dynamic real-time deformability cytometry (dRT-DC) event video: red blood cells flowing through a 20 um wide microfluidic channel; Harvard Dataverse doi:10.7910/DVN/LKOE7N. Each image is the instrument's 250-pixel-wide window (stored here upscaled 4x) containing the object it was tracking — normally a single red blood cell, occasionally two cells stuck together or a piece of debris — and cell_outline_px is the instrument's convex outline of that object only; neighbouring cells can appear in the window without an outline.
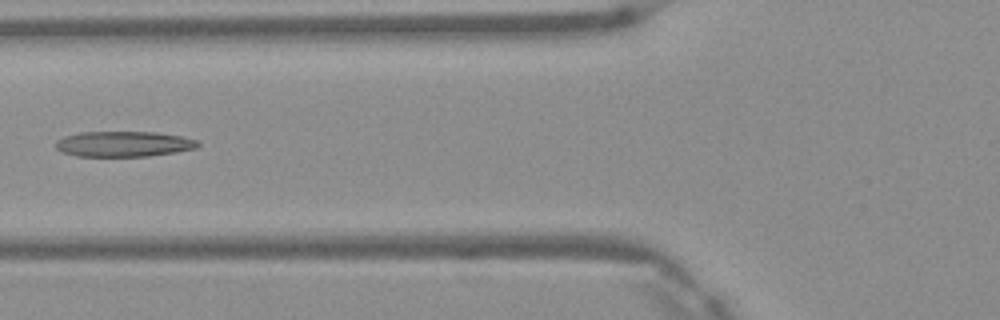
{"species": "Egyptian fruit bat (a non-hibernating species)", "species_latin": "Rousettus aegyptiacus", "temperature_condition": "warm", "stored_images_in_passage": 5, "camera_frame_rate_fps": 3000, "um_per_image_px": 0.085, "frame": {"image": 1, "passage_image": 5, "time_ms": 1.333, "image_size_px": [1000, 320], "cell_outline_px": [[200, 144], [196, 148], [176, 152], [148, 156], [76, 156], [60, 152], [56, 148], [56, 140], [64, 136], [80, 132], [156, 132], [180, 136], [196, 140]], "centroid_in_image_um": [10.47, 12.24], "position_along_channel_um": 115.3, "area_um2": 21.1}}